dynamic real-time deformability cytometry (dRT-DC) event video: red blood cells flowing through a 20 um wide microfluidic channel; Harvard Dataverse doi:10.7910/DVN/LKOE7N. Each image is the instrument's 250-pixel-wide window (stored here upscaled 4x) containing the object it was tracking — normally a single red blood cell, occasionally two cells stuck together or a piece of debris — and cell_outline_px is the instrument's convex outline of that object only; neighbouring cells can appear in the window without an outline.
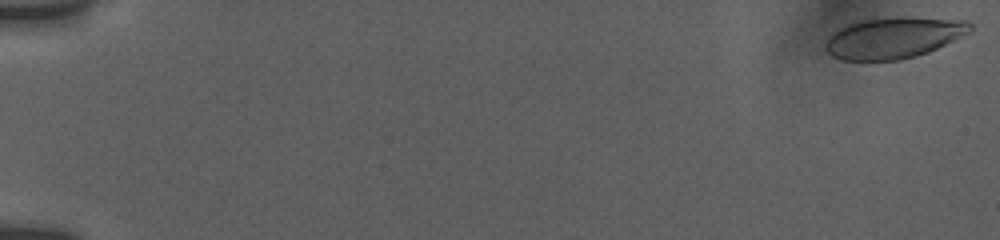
{"species": "human", "species_latin": "Homo sapiens", "temperature_condition": "room temperature", "stored_images_in_passage": 41, "camera_frame_rate_fps": 3000, "um_per_image_px": 0.085, "donor": {"sex": "female"}, "frame": {"image": 1, "passage_image": 1, "time_ms": 0.0, "image_size_px": [1000, 240], "cell_outline_px": [[972, 32], [928, 52], [916, 56], [896, 60], [840, 60], [832, 56], [824, 48], [824, 44], [828, 36], [832, 32], [848, 24], [860, 20], [900, 16], [908, 16], [968, 20], [972, 24]], "centroid_in_image_um": [75.97, 3.19], "position_along_channel_um": 9.0, "area_um2": 35.2}}
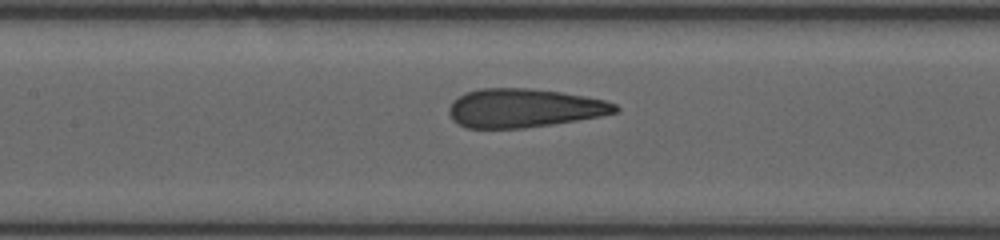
{"frame": {"image": 2, "passage_image": 20, "time_ms": 9.0, "image_size_px": [1000, 240], "cell_outline_px": [[620, 112], [600, 116], [552, 124], [524, 128], [464, 128], [456, 124], [452, 120], [448, 112], [448, 108], [452, 100], [464, 92], [480, 88], [528, 88], [560, 92], [584, 96], [604, 100], [616, 104], [620, 108]], "centroid_in_image_um": [44.49, 9.19], "position_along_channel_um": 162.9, "area_um2": 37.8}}
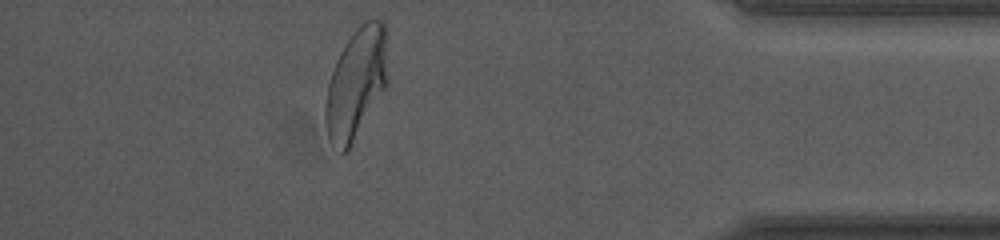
{"frame": {"image": 3, "passage_image": 36, "time_ms": 16.333, "image_size_px": [1000, 240], "cell_outline_px": [[388, 84], [352, 144], [344, 152], [340, 152], [328, 136], [324, 120], [324, 104], [328, 84], [336, 60], [340, 52], [356, 28], [364, 20], [384, 20], [388, 36]], "centroid_in_image_um": [30.31, 7.03], "position_along_channel_um": 404.9, "area_um2": 40.58}, "authors_computed_cell_mechanics": {"area_um2": 37.9746, "velocity_mm_per_s": 3.7631, "shape_relaxation_time_tau1_ms": 5.6201, "shape_relaxation_time_tau2_ms": 0.9283, "deformation_change_tau1": 0.196, "deformation_change_tau2": 0.0843}}